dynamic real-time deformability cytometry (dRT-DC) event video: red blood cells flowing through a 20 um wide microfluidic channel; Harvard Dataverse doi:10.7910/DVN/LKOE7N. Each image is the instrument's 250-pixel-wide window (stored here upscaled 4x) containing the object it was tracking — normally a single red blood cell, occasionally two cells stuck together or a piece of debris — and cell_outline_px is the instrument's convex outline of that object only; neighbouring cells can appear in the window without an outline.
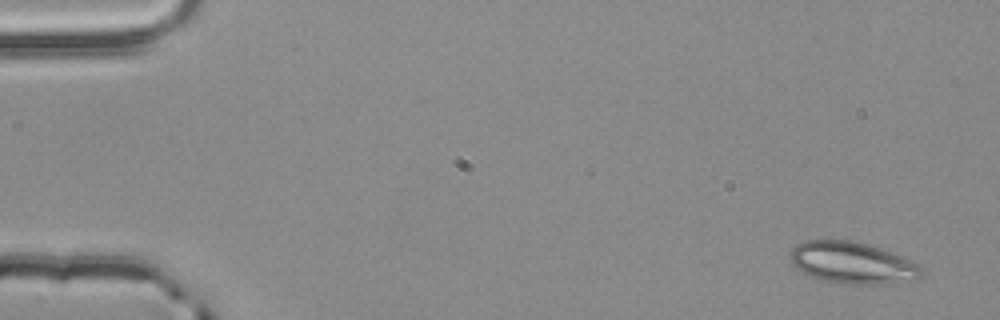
{"species": "common noctule bat (a hibernating species)", "species_latin": "Nyctalus noctula", "temperature_condition": "room temperature", "stored_images_in_passage": 4, "camera_frame_rate_fps": 3000, "um_per_image_px": 0.085, "animal": {"sex": "male", "body_mass_g": 20.4}, "frame": {"image": 1, "passage_image": 1, "time_ms": 0.0, "image_size_px": [1000, 320], "cell_outline_px": [[924, 268], [920, 276], [916, 280], [888, 284], [840, 284], [824, 280], [812, 276], [796, 268], [792, 260], [792, 248], [804, 240], [852, 240], [868, 244], [880, 248], [900, 256]], "centroid_in_image_um": [72.48, 22.35], "position_along_channel_um": 12.5, "area_um2": 31.67}}